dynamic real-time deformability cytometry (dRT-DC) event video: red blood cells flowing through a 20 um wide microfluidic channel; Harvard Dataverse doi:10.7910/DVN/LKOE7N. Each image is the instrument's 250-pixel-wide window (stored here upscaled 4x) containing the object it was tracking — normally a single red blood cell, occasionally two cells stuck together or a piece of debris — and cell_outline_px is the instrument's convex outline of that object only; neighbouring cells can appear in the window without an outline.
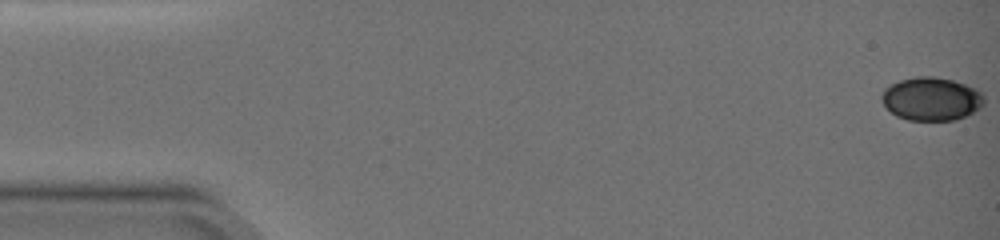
{"species": "common noctule bat (a hibernating species)", "species_latin": "Nyctalus noctula", "temperature_condition": "warm", "stored_images_in_passage": 21, "camera_frame_rate_fps": 3000, "um_per_image_px": 0.085, "animal": {"sex": "female", "body_mass_g": 19.0, "forearm_length_mm": 51.5}, "frame": {"image": 1, "passage_image": 1, "time_ms": 0.0, "image_size_px": [1000, 240], "cell_outline_px": [[984, 104], [980, 108], [956, 120], [908, 120], [896, 116], [880, 100], [880, 96], [884, 88], [900, 80], [916, 76], [932, 76], [952, 80], [976, 88], [984, 96]], "centroid_in_image_um": [79.15, 8.4], "position_along_channel_um": 5.8, "area_um2": 25.84}}
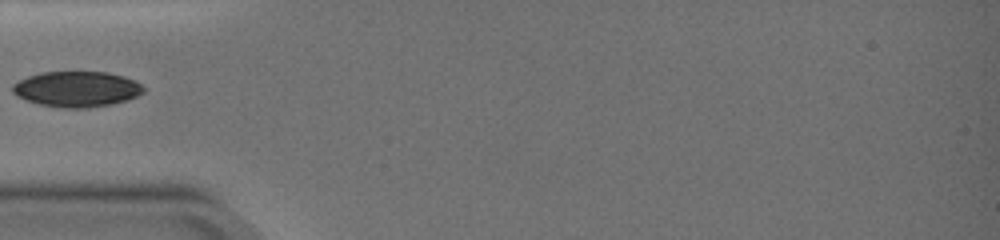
{"frame": {"image": 2, "passage_image": 12, "time_ms": 6.0, "image_size_px": [1000, 240], "cell_outline_px": [[144, 92], [136, 96], [112, 104], [88, 108], [64, 108], [40, 104], [28, 100], [12, 92], [12, 84], [28, 76], [44, 72], [104, 72], [124, 76], [136, 80], [144, 88]], "centroid_in_image_um": [6.54, 7.57], "position_along_channel_um": 78.5, "area_um2": 26.88}}
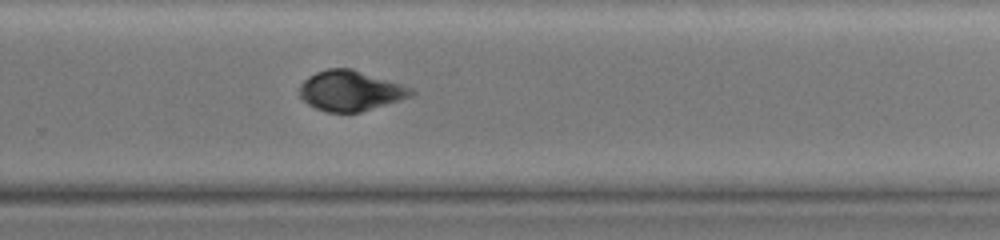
{"frame": {"image": 3, "passage_image": 21, "time_ms": 12.0, "image_size_px": [1000, 240], "cell_outline_px": [[416, 92], [412, 96], [400, 100], [360, 112], [328, 112], [316, 108], [308, 104], [300, 96], [300, 84], [308, 76], [316, 72], [328, 68], [352, 68], [412, 88]], "centroid_in_image_um": [29.78, 7.71], "position_along_channel_um": 300.0, "area_um2": 26.01}}